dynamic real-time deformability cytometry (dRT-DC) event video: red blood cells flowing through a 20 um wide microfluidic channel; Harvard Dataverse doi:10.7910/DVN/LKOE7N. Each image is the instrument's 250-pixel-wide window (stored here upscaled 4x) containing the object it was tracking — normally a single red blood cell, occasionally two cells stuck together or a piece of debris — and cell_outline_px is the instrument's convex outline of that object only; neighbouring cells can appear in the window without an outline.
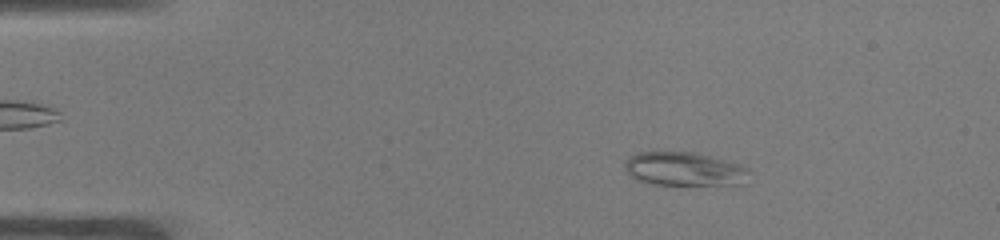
{"species": "common noctule bat (a hibernating species)", "species_latin": "Nyctalus noctula", "temperature_condition": "warm", "stored_images_in_passage": 51, "camera_frame_rate_fps": 3000, "um_per_image_px": 0.085, "animal": {"sex": "male", "body_mass_g": 19.0, "forearm_length_mm": 50.8}, "frame": {"image": 1, "passage_image": 8, "time_ms": 2.333, "image_size_px": [1000, 240], "cell_outline_px": [[748, 172], [740, 184], [652, 184], [636, 180], [624, 168], [624, 164], [628, 156], [636, 152], [700, 152], [740, 164], [748, 168]], "centroid_in_image_um": [58.11, 14.34], "position_along_channel_um": 26.9, "area_um2": 24.33}}
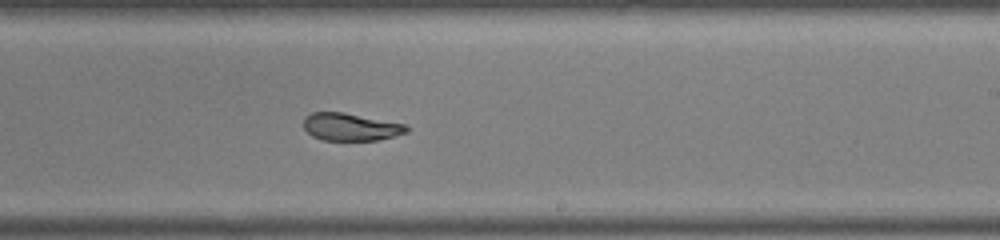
{"frame": {"image": 2, "passage_image": 31, "time_ms": 10.0, "image_size_px": [1000, 240], "cell_outline_px": [[408, 132], [376, 140], [320, 140], [312, 136], [304, 128], [304, 116], [312, 112], [344, 112], [408, 124]], "centroid_in_image_um": [29.8, 10.78], "position_along_channel_um": 259.2, "area_um2": 16.65}}
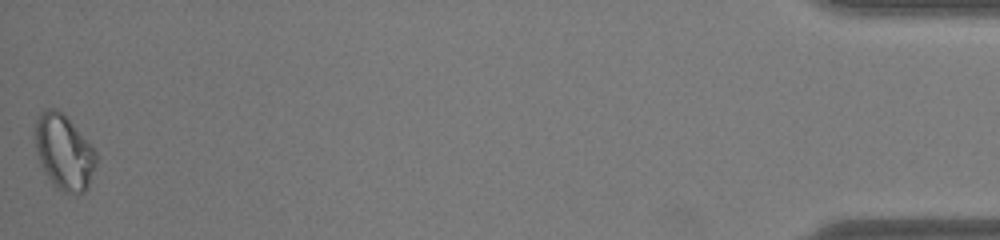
{"frame": {"image": 3, "passage_image": 51, "time_ms": 16.667, "image_size_px": [1000, 240], "cell_outline_px": [[96, 164], [88, 188], [84, 192], [64, 192], [52, 184], [44, 172], [36, 148], [36, 120], [40, 112], [44, 108], [56, 108], [64, 112], [68, 116], [96, 152]], "centroid_in_image_um": [5.45, 12.89], "position_along_channel_um": 429.8, "area_um2": 26.59}, "authors_computed_cell_mechanics": {"area_um2": 20.519, "velocity_mm_per_s": 3.9066, "shape_relaxation_time_tau1_ms": null, "shape_relaxation_time_tau2_ms": 2.6655, "deformation_change_tau1": null, "deformation_change_tau2": 0.0651}}